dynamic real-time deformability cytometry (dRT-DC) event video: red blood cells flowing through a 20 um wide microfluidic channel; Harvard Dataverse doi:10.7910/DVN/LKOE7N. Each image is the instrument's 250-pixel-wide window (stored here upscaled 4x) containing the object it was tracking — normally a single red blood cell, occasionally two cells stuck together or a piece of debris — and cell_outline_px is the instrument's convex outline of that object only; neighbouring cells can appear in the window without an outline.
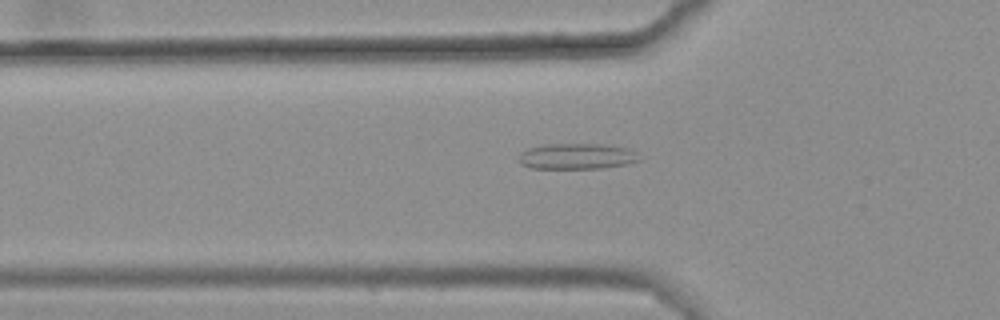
{"species": "common noctule bat (a hibernating species)", "species_latin": "Nyctalus noctula", "temperature_condition": "warm", "stored_images_in_passage": 38, "camera_frame_rate_fps": 3000, "um_per_image_px": 0.085, "animal": {"sex": "female", "body_mass_g": 25.1}, "frame": {"image": 1, "passage_image": 7, "time_ms": 2.0, "image_size_px": [1000, 320], "cell_outline_px": [[640, 160], [628, 164], [600, 168], [528, 168], [520, 164], [516, 160], [520, 152], [528, 148], [544, 144], [600, 144], [628, 148]], "centroid_in_image_um": [48.92, 13.29], "position_along_channel_um": 76.9, "area_um2": 18.09}}
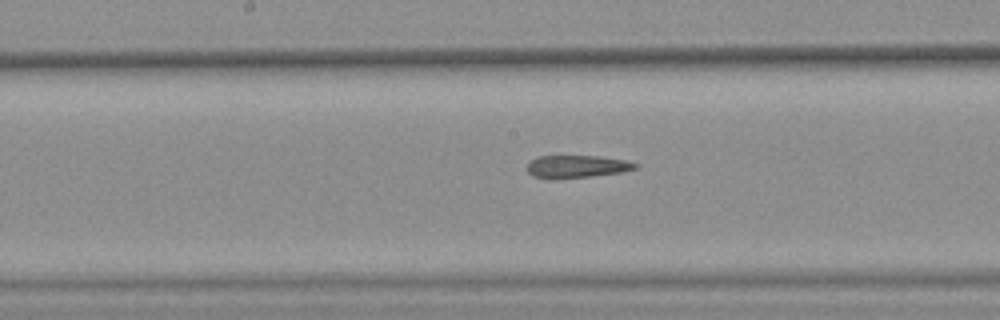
{"frame": {"image": 2, "passage_image": 17, "time_ms": 5.333, "image_size_px": [1000, 320], "cell_outline_px": [[640, 164], [636, 168], [620, 172], [592, 176], [552, 180], [548, 180], [532, 176], [528, 172], [528, 164], [532, 160], [540, 156], [600, 156], [628, 160]], "centroid_in_image_um": [49.03, 14.17], "position_along_channel_um": 199.2, "area_um2": 14.45}}
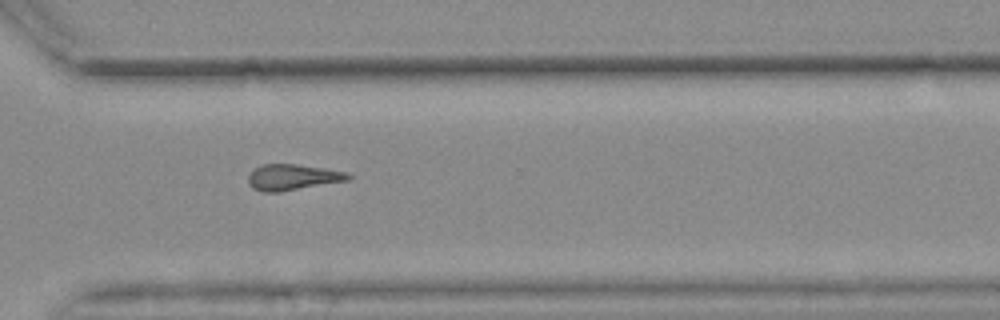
{"frame": {"image": 3, "passage_image": 29, "time_ms": 9.333, "image_size_px": [1000, 320], "cell_outline_px": [[352, 176], [348, 180], [280, 192], [264, 192], [252, 188], [248, 184], [248, 176], [256, 168], [264, 164], [296, 164], [324, 168], [348, 172]], "centroid_in_image_um": [24.87, 15.07], "position_along_channel_um": 345.7, "area_um2": 15.03}, "authors_computed_cell_mechanics": {"area_um2": 14.9991, "velocity_mm_per_s": 3.6609, "shape_relaxation_time_tau1_ms": null, "shape_relaxation_time_tau2_ms": 3.9841, "deformation_change_tau1": null, "deformation_change_tau2": 0.1552}}